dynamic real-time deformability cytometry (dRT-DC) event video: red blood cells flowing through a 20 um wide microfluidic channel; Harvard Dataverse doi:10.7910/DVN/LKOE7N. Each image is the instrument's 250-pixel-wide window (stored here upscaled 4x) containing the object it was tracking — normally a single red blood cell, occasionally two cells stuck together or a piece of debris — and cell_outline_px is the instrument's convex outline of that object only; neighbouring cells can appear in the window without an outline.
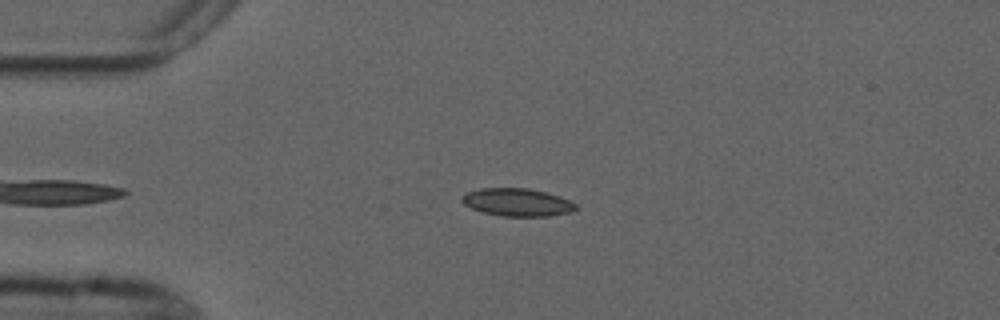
{"species": "common noctule bat (a hibernating species)", "species_latin": "Nyctalus noctula", "temperature_condition": "cold", "stored_images_in_passage": 1, "camera_frame_rate_fps": 3000, "um_per_image_px": 0.085, "animal": {"sex": "male", "forearm_length_mm": 52.5}, "frame": {"image": 1, "passage_image": 1, "time_ms": 0.0, "image_size_px": [1000, 320], "cell_outline_px": [[576, 208], [572, 212], [548, 216], [500, 216], [484, 212], [472, 208], [464, 204], [460, 200], [460, 196], [464, 192], [480, 188], [528, 188], [544, 192], [568, 200], [576, 204]], "centroid_in_image_um": [43.89, 17.19], "position_along_channel_um": 41.1, "area_um2": 18.38}}